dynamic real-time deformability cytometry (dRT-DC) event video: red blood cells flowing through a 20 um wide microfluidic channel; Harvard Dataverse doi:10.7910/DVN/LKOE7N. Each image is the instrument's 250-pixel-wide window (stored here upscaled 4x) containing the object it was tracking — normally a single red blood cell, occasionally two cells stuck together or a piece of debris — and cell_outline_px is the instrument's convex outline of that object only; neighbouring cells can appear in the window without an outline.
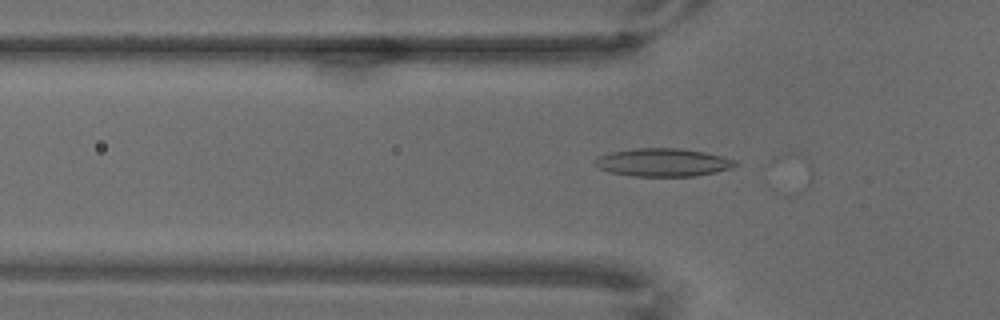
{"species": "common noctule bat (a hibernating species)", "species_latin": "Nyctalus noctula", "temperature_condition": "warm", "stored_images_in_passage": 3, "camera_frame_rate_fps": 3000, "um_per_image_px": 0.085, "animal": {"sex": "male", "body_mass_g": 18.8}, "frame": {"image": 1, "passage_image": 2, "time_ms": 0.333, "image_size_px": [1000, 320], "cell_outline_px": [[740, 164], [732, 168], [716, 172], [696, 176], [632, 176], [612, 172], [600, 168], [592, 164], [592, 160], [596, 156], [608, 152], [632, 148], [680, 148], [704, 152], [736, 160]], "centroid_in_image_um": [56.31, 13.8], "position_along_channel_um": 69.5, "area_um2": 23.24}}